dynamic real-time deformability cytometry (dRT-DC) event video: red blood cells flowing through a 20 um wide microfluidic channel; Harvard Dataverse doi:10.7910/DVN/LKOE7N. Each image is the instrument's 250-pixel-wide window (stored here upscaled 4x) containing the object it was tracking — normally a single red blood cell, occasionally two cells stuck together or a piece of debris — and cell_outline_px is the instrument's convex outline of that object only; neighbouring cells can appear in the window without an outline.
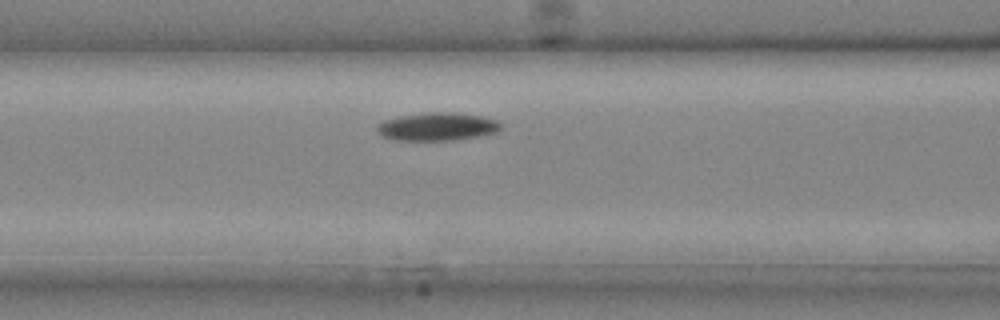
{"species": "common noctule bat (a hibernating species)", "species_latin": "Nyctalus noctula", "temperature_condition": "cold", "stored_images_in_passage": 15, "camera_frame_rate_fps": 3000, "um_per_image_px": 0.085, "animal": {"sex": "male", "body_mass_g": 20.4}, "frame": {"image": 1, "passage_image": 5, "time_ms": 1.333, "image_size_px": [1000, 320], "cell_outline_px": [[500, 128], [496, 132], [456, 140], [392, 140], [384, 136], [376, 128], [384, 120], [400, 116], [428, 112], [452, 112], [480, 116], [496, 120], [500, 124]], "centroid_in_image_um": [37.16, 10.76], "position_along_channel_um": 129.4, "area_um2": 19.88}}
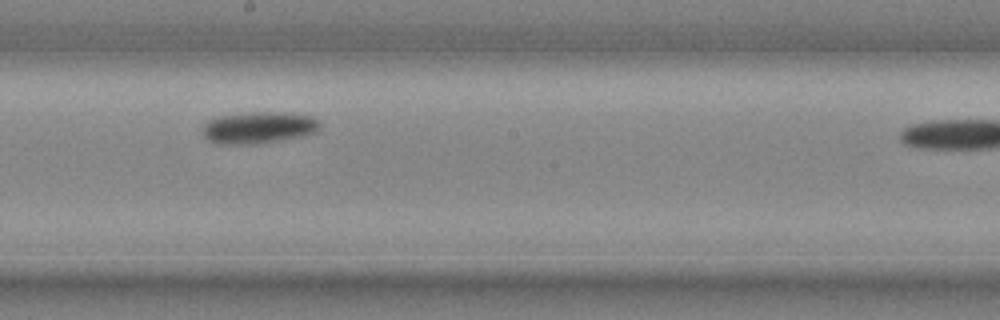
{"frame": {"image": 2, "passage_image": 10, "time_ms": 3.0, "image_size_px": [1000, 320], "cell_outline_px": [[320, 124], [316, 132], [300, 136], [260, 144], [220, 144], [208, 140], [204, 136], [204, 124], [208, 120], [220, 116], [252, 112], [284, 112], [312, 116]], "centroid_in_image_um": [21.97, 10.85], "position_along_channel_um": 226.2, "area_um2": 21.56}}
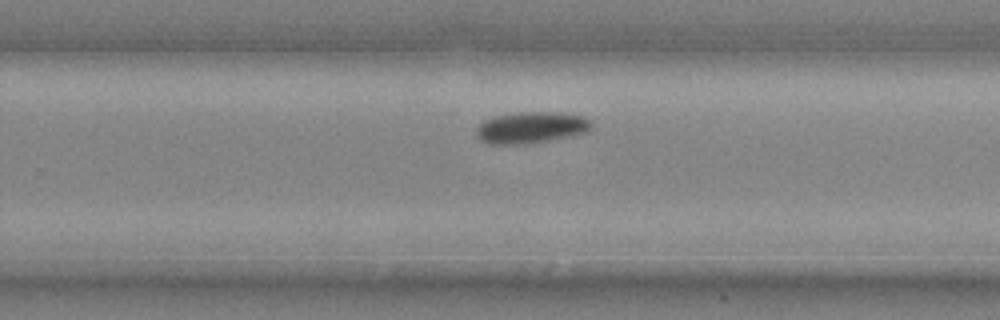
{"frame": {"image": 3, "passage_image": 13, "time_ms": 4.0, "image_size_px": [1000, 320], "cell_outline_px": [[592, 128], [588, 132], [572, 136], [520, 144], [488, 144], [480, 140], [476, 136], [476, 128], [484, 120], [492, 116], [520, 112], [564, 112], [584, 116], [592, 124]], "centroid_in_image_um": [45.14, 10.83], "position_along_channel_um": 284.7, "area_um2": 21.27}}